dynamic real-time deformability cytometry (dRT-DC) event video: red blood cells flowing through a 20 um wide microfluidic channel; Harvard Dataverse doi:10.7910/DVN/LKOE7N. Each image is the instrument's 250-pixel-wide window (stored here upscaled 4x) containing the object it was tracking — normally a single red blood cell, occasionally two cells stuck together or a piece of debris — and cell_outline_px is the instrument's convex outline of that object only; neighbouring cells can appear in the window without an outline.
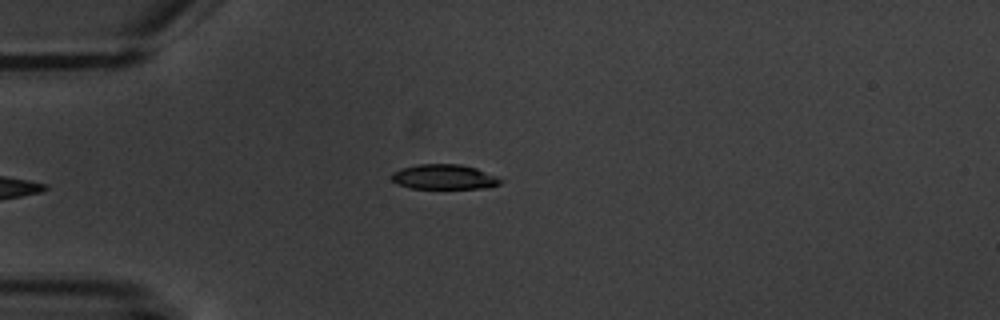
{"species": "common noctule bat (a hibernating species)", "species_latin": "Nyctalus noctula", "temperature_condition": "warm", "stored_images_in_passage": 5, "camera_frame_rate_fps": 3000, "um_per_image_px": 0.085, "animal": {"sex": "male", "body_mass_g": 20.1, "forearm_length_mm": 53.5}, "frame": {"image": 1, "passage_image": 5, "time_ms": 6.667, "image_size_px": [1000, 320], "cell_outline_px": [[504, 180], [500, 184], [484, 188], [412, 188], [396, 184], [392, 180], [392, 172], [400, 168], [420, 164], [460, 164], [476, 168], [496, 176]], "centroid_in_image_um": [37.74, 15.03], "position_along_channel_um": 47.3, "area_um2": 15.78}}